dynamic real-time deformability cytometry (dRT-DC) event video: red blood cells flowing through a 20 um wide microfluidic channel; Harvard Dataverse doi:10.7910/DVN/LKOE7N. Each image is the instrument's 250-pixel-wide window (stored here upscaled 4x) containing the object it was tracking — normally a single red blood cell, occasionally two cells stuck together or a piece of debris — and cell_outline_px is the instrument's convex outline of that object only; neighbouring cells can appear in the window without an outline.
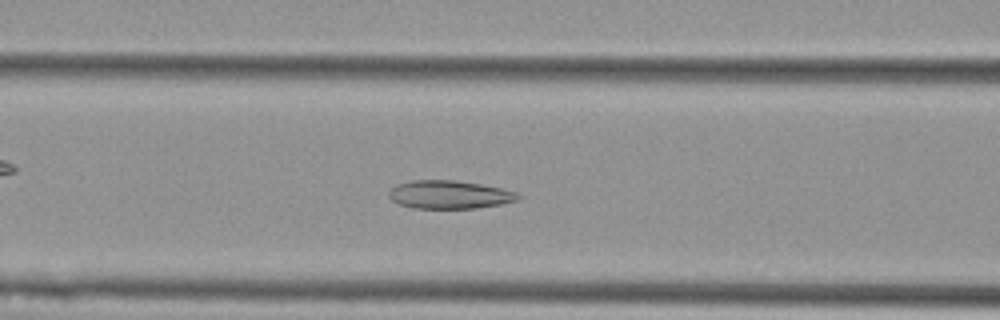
{"species": "Egyptian fruit bat (a non-hibernating species)", "species_latin": "Rousettus aegyptiacus", "temperature_condition": "cold", "stored_images_in_passage": 51, "camera_frame_rate_fps": 3000, "um_per_image_px": 0.085, "animal": {"sex": "female"}, "frame": {"image": 1, "passage_image": 19, "time_ms": 6.0, "image_size_px": [1000, 320], "cell_outline_px": [[520, 200], [500, 204], [476, 208], [412, 208], [400, 204], [392, 200], [388, 196], [388, 192], [396, 184], [412, 180], [452, 180], [480, 184], [500, 188], [516, 192], [520, 196]], "centroid_in_image_um": [38.18, 16.54], "position_along_channel_um": 128.4, "area_um2": 21.15}}
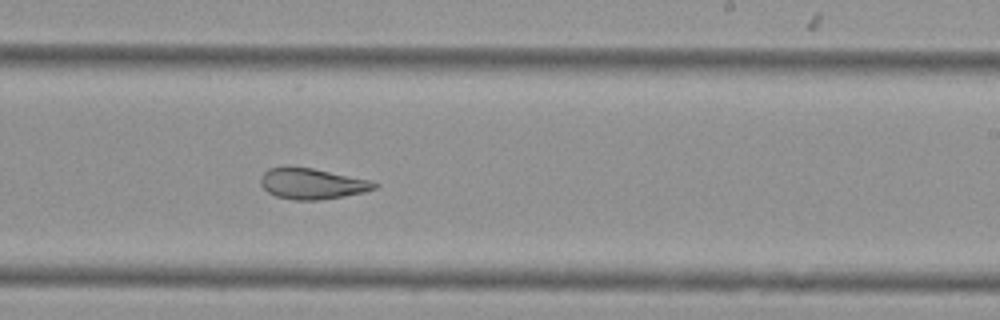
{"frame": {"image": 2, "passage_image": 30, "time_ms": 9.667, "image_size_px": [1000, 320], "cell_outline_px": [[380, 184], [376, 188], [364, 192], [344, 196], [320, 200], [292, 200], [276, 196], [268, 192], [260, 184], [260, 176], [268, 168], [312, 168], [372, 180]], "centroid_in_image_um": [26.56, 15.63], "position_along_channel_um": 262.4, "area_um2": 20.35}}
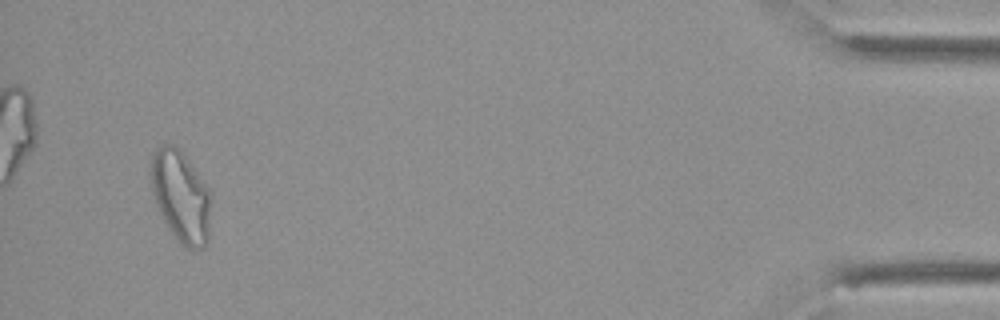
{"frame": {"image": 3, "passage_image": 49, "time_ms": 16.0, "image_size_px": [1000, 320], "cell_outline_px": [[212, 196], [208, 240], [204, 248], [184, 248], [172, 232], [164, 220], [156, 204], [152, 192], [152, 156], [156, 148], [160, 144], [172, 144], [184, 156], [212, 188]], "centroid_in_image_um": [15.43, 16.7], "position_along_channel_um": 419.8, "area_um2": 32.14}, "authors_computed_cell_mechanics": {"area_um2": 25.4898, "velocity_mm_per_s": 3.6742, "shape_relaxation_time_tau1_ms": null, "shape_relaxation_time_tau2_ms": 2.5192, "deformation_change_tau1": null, "deformation_change_tau2": 0.0923}}